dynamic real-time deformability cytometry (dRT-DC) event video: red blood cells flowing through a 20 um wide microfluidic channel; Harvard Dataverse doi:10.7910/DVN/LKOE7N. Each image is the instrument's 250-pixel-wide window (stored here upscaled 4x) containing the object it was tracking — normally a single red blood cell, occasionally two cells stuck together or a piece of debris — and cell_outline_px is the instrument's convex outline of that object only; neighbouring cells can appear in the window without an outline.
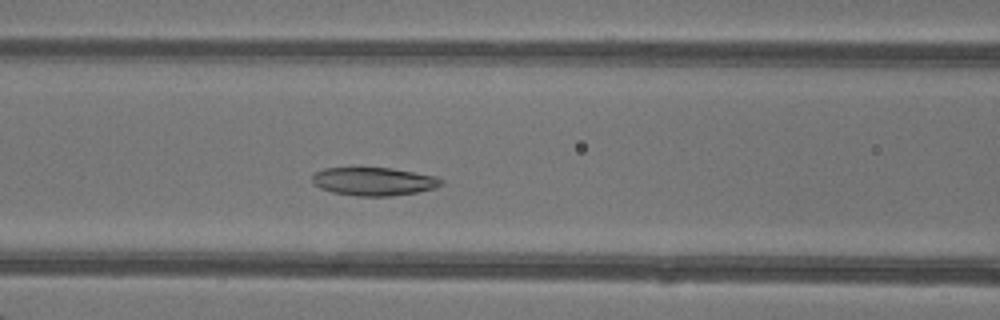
{"species": "common noctule bat (a hibernating species)", "species_latin": "Nyctalus noctula", "temperature_condition": "warm", "stored_images_in_passage": 25, "camera_frame_rate_fps": 3000, "um_per_image_px": 0.085, "animal": {"sex": "female"}, "frame": {"image": 1, "passage_image": 15, "time_ms": 4.667, "image_size_px": [1000, 320], "cell_outline_px": [[444, 184], [436, 188], [416, 192], [392, 196], [356, 196], [332, 192], [320, 188], [312, 180], [312, 176], [316, 172], [324, 168], [352, 164], [392, 168], [436, 176], [444, 180]], "centroid_in_image_um": [31.75, 15.37], "position_along_channel_um": 134.9, "area_um2": 22.2}}
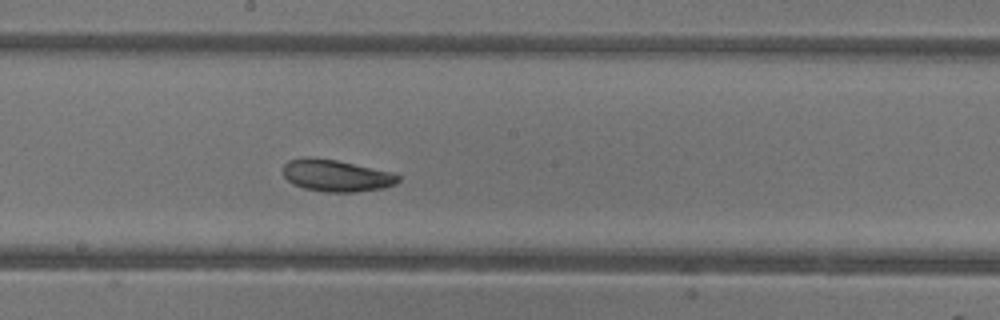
{"frame": {"image": 2, "passage_image": 21, "time_ms": 6.667, "image_size_px": [1000, 320], "cell_outline_px": [[400, 180], [396, 184], [384, 188], [356, 192], [328, 192], [304, 188], [292, 184], [284, 176], [284, 164], [288, 160], [304, 156], [308, 156], [336, 160], [396, 172], [400, 176]], "centroid_in_image_um": [28.62, 14.91], "position_along_channel_um": 219.6, "area_um2": 21.73}}
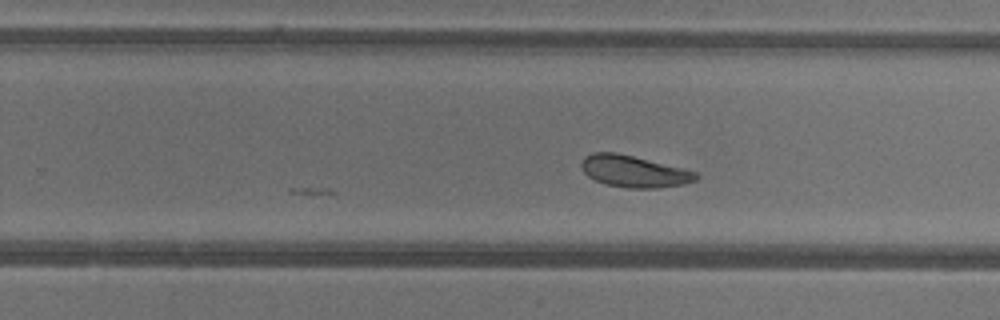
{"frame": {"image": 3, "passage_image": 25, "time_ms": 8.0, "image_size_px": [1000, 320], "cell_outline_px": [[700, 176], [696, 180], [684, 184], [656, 188], [628, 188], [608, 184], [596, 180], [588, 176], [584, 172], [580, 164], [584, 156], [592, 152], [616, 152], [696, 172]], "centroid_in_image_um": [53.86, 14.56], "position_along_channel_um": 275.9, "area_um2": 20.87}}